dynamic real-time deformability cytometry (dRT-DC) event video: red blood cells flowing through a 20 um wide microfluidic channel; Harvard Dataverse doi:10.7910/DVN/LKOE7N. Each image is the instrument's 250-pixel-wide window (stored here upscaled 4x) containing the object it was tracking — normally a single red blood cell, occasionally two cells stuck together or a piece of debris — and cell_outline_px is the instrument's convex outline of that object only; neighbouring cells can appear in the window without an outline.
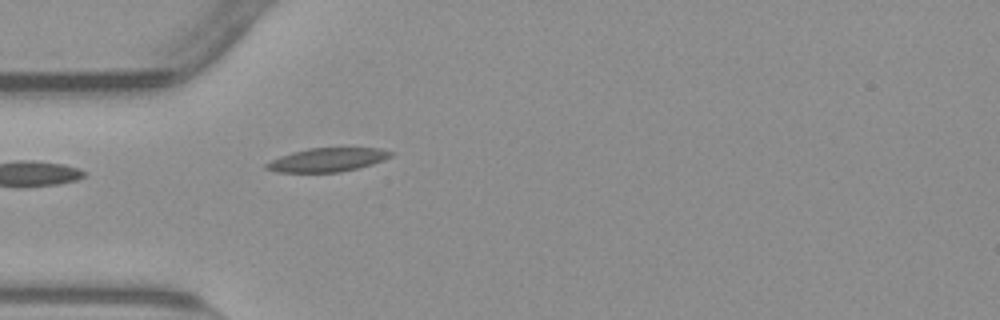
{"species": "common noctule bat (a hibernating species)", "species_latin": "Nyctalus noctula", "temperature_condition": "warm", "stored_images_in_passage": 22, "camera_frame_rate_fps": 3000, "um_per_image_px": 0.085, "animal": {"sex": "male", "body_mass_g": 23.1, "forearm_length_mm": 52.7}, "frame": {"image": 1, "passage_image": 1, "time_ms": 0.0, "image_size_px": [1000, 320], "cell_outline_px": [[392, 156], [384, 160], [360, 168], [340, 172], [276, 172], [264, 168], [264, 164], [280, 156], [292, 152], [308, 148], [380, 148], [392, 152]], "centroid_in_image_um": [27.82, 13.59], "position_along_channel_um": 57.2, "area_um2": 17.22}}
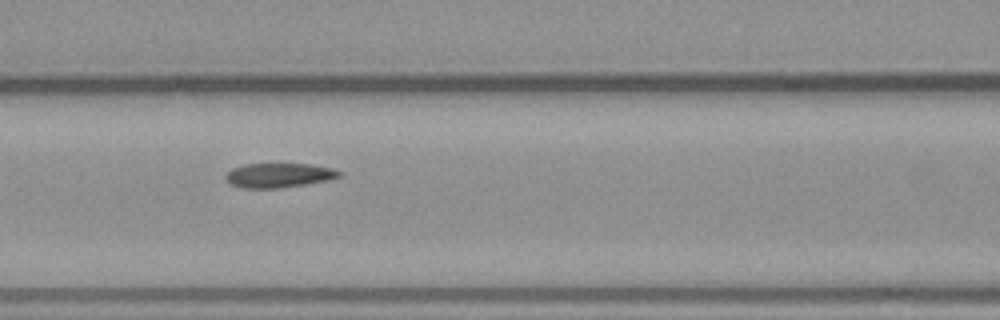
{"frame": {"image": 2, "passage_image": 8, "time_ms": 2.333, "image_size_px": [1000, 320], "cell_outline_px": [[344, 176], [328, 180], [280, 188], [244, 188], [232, 184], [224, 176], [232, 168], [244, 164], [312, 164], [332, 168], [344, 172]], "centroid_in_image_um": [23.77, 14.89], "position_along_channel_um": 142.8, "area_um2": 16.18}}
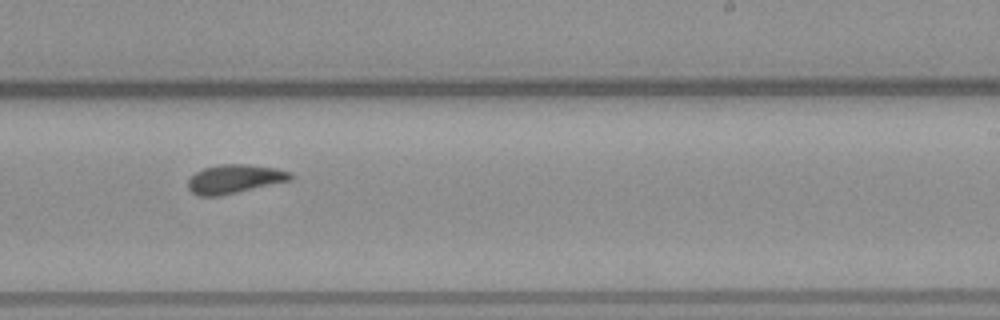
{"frame": {"image": 3, "passage_image": 18, "time_ms": 5.667, "image_size_px": [1000, 320], "cell_outline_px": [[292, 180], [220, 196], [200, 196], [192, 192], [188, 188], [188, 180], [196, 172], [204, 168], [220, 164], [244, 164], [276, 168], [292, 172]], "centroid_in_image_um": [19.95, 15.21], "position_along_channel_um": 269.0, "area_um2": 17.17}}